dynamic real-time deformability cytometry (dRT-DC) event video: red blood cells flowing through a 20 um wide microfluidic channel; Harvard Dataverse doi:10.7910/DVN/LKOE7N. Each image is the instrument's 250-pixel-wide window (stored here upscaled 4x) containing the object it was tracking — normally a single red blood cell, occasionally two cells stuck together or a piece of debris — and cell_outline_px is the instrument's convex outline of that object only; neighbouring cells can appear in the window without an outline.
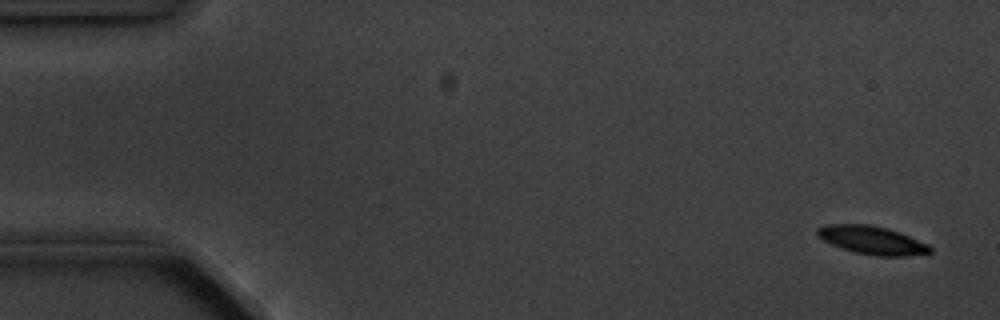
{"species": "common noctule bat (a hibernating species)", "species_latin": "Nyctalus noctula", "temperature_condition": "cold", "stored_images_in_passage": 4, "camera_frame_rate_fps": 3000, "um_per_image_px": 0.085, "animal": {"sex": "male", "body_mass_g": 20.1, "forearm_length_mm": 53.5}, "frame": {"image": 1, "passage_image": 1, "time_ms": 0.0, "image_size_px": [1000, 320], "cell_outline_px": [[932, 252], [904, 256], [876, 256], [856, 252], [840, 248], [816, 236], [816, 228], [824, 224], [868, 224], [888, 228], [900, 232], [928, 244], [932, 248]], "centroid_in_image_um": [74.09, 20.4], "position_along_channel_um": 10.9, "area_um2": 18.61}}